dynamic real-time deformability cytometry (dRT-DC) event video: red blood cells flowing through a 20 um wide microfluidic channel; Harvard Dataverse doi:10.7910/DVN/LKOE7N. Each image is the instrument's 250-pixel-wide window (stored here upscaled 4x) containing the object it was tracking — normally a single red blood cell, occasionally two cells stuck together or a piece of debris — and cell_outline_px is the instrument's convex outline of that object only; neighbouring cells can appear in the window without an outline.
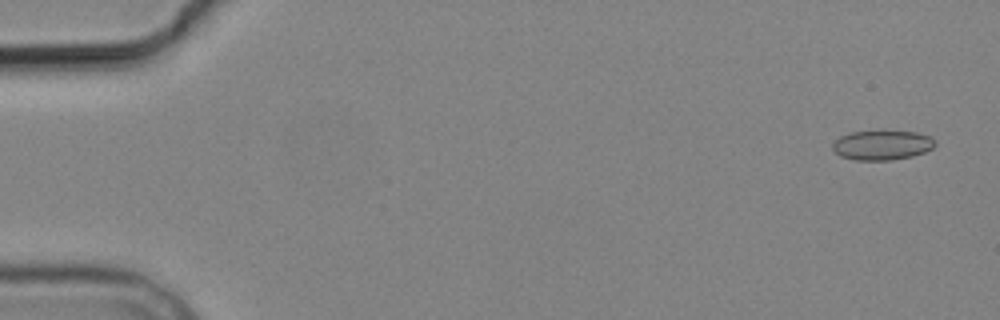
{"species": "common noctule bat (a hibernating species)", "species_latin": "Nyctalus noctula", "temperature_condition": "cold", "stored_images_in_passage": 3, "camera_frame_rate_fps": 3000, "um_per_image_px": 0.085, "animal": {"sex": "male", "body_mass_g": 19.2, "forearm_length_mm": 51.8}, "frame": {"image": 1, "passage_image": 1, "time_ms": 0.0, "image_size_px": [1000, 320], "cell_outline_px": [[936, 144], [932, 148], [924, 152], [912, 156], [892, 160], [856, 160], [840, 156], [832, 148], [832, 144], [840, 136], [852, 132], [880, 128], [916, 132], [928, 136], [936, 140]], "centroid_in_image_um": [74.98, 12.29], "position_along_channel_um": 10.0, "area_um2": 18.32}}